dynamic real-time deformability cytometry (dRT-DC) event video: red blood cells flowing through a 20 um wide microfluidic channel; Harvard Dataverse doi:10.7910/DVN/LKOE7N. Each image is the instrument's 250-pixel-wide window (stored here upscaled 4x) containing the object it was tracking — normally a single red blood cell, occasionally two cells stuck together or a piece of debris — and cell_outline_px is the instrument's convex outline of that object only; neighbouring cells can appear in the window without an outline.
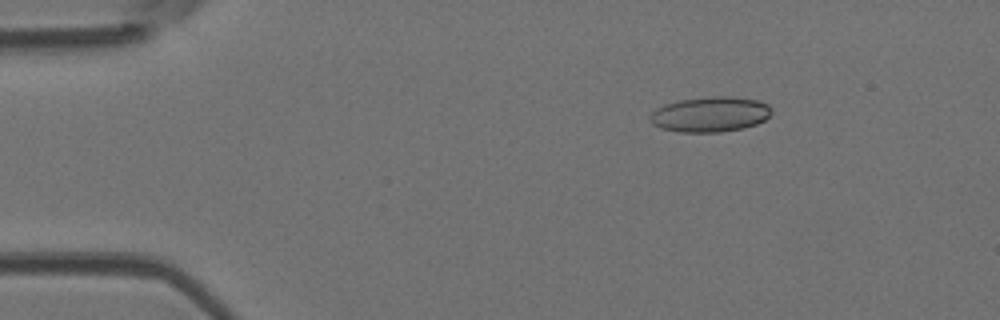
{"species": "Egyptian fruit bat (a non-hibernating species)", "species_latin": "Rousettus aegyptiacus", "temperature_condition": "room temperature", "stored_images_in_passage": 4, "camera_frame_rate_fps": 3000, "um_per_image_px": 0.085, "animal": {"sex": "female"}, "frame": {"image": 1, "passage_image": 2, "time_ms": 0.333, "image_size_px": [1000, 320], "cell_outline_px": [[772, 112], [764, 120], [756, 124], [744, 128], [720, 132], [680, 132], [660, 128], [652, 124], [648, 116], [656, 108], [664, 104], [680, 100], [712, 96], [728, 96], [760, 100], [768, 104], [772, 108]], "centroid_in_image_um": [60.36, 9.71], "position_along_channel_um": 24.6, "area_um2": 25.14}}
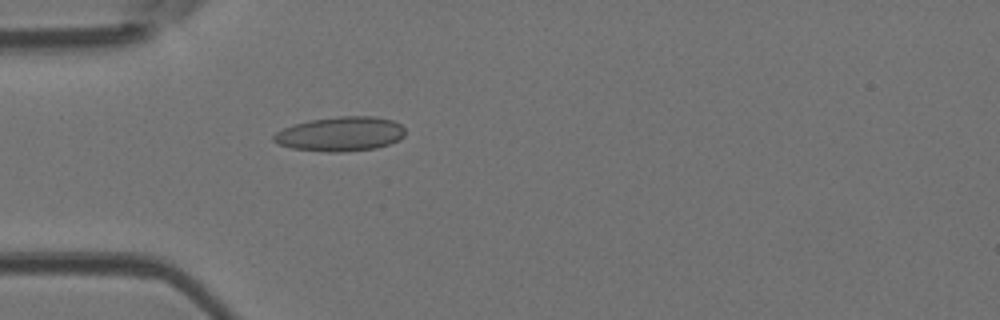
{"frame": {"image": 2, "passage_image": 4, "time_ms": 1.0, "image_size_px": [1000, 320], "cell_outline_px": [[404, 136], [400, 140], [376, 148], [344, 152], [328, 152], [292, 148], [276, 144], [272, 140], [272, 136], [276, 132], [284, 128], [308, 120], [340, 116], [376, 116], [392, 120], [400, 124], [404, 128]], "centroid_in_image_um": [28.93, 11.39], "position_along_channel_um": 56.1, "area_um2": 26.53}}